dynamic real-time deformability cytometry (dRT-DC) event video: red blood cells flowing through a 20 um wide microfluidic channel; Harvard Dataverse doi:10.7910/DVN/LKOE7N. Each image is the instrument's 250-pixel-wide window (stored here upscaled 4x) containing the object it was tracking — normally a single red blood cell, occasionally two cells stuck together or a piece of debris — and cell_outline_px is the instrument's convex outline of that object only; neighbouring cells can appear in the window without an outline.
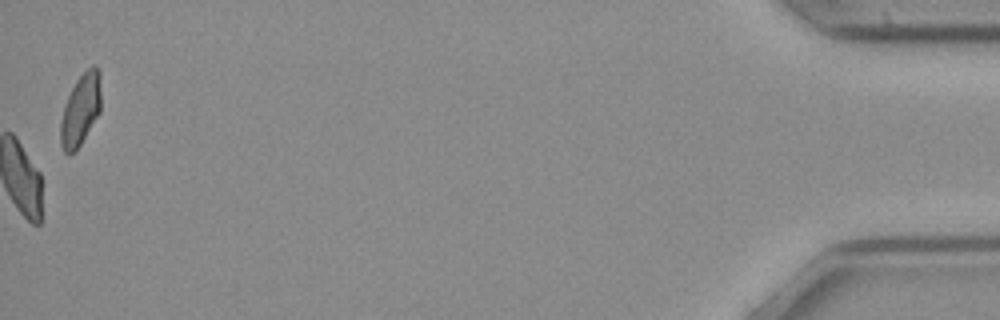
{"species": "common noctule bat (a hibernating species)", "species_latin": "Nyctalus noctula", "temperature_condition": "cold", "stored_images_in_passage": 38, "camera_frame_rate_fps": 3000, "um_per_image_px": 0.085, "animal": {"sex": "female", "body_mass_g": 21.9}, "frame": {"image": 1, "passage_image": 38, "time_ms": 12.333, "image_size_px": [1000, 320], "cell_outline_px": [[100, 112], [76, 152], [68, 156], [64, 152], [60, 144], [60, 124], [64, 104], [76, 80], [92, 64], [96, 64], [100, 72]], "centroid_in_image_um": [6.84, 9.35], "position_along_channel_um": 428.4, "area_um2": 17.11}, "authors_computed_cell_mechanics": {"area_um2": 21.5594, "velocity_mm_per_s": 3.9824, "shape_relaxation_time_tau1_ms": null, "shape_relaxation_time_tau2_ms": 10.829, "deformation_change_tau1": null, "deformation_change_tau2": 0.1884}}